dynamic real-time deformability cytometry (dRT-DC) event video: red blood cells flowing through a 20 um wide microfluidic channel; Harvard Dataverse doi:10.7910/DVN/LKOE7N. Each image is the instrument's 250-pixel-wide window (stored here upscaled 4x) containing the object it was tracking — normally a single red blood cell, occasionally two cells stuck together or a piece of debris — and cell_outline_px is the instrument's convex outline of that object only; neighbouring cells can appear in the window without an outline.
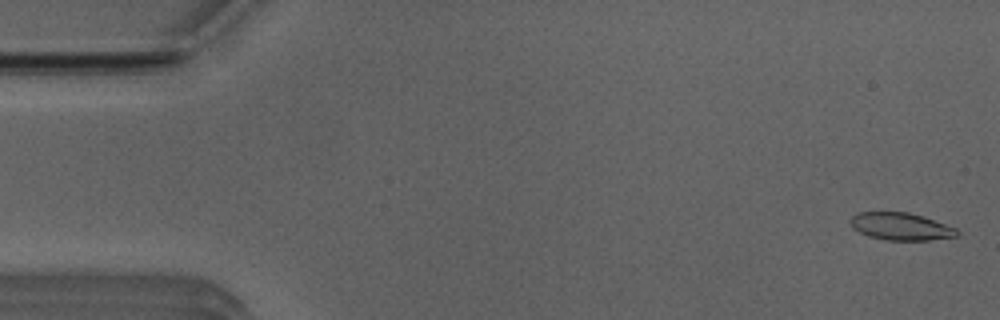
{"species": "Egyptian fruit bat (a non-hibernating species)", "species_latin": "Rousettus aegyptiacus", "temperature_condition": "room temperature", "stored_images_in_passage": 52, "camera_frame_rate_fps": 3000, "um_per_image_px": 0.085, "animal": {"sex": "male"}, "frame": {"image": 1, "passage_image": 2, "time_ms": 0.333, "image_size_px": [1000, 320], "cell_outline_px": [[960, 236], [928, 240], [888, 240], [868, 236], [852, 228], [852, 216], [856, 212], [908, 212], [924, 216], [956, 228], [960, 232]], "centroid_in_image_um": [76.61, 19.25], "position_along_channel_um": 8.4, "area_um2": 17.05}}
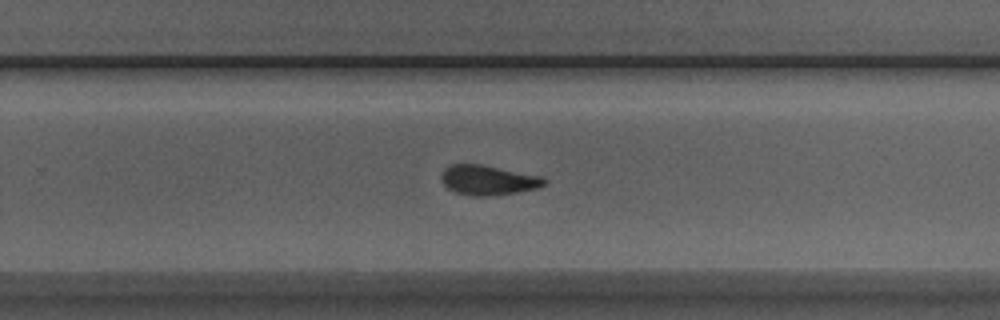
{"frame": {"image": 2, "passage_image": 33, "time_ms": 10.667, "image_size_px": [1000, 320], "cell_outline_px": [[548, 180], [540, 188], [516, 192], [488, 196], [472, 196], [456, 192], [448, 188], [444, 184], [440, 176], [444, 168], [452, 164], [480, 164], [544, 176]], "centroid_in_image_um": [41.52, 15.3], "position_along_channel_um": 288.3, "area_um2": 17.98}}
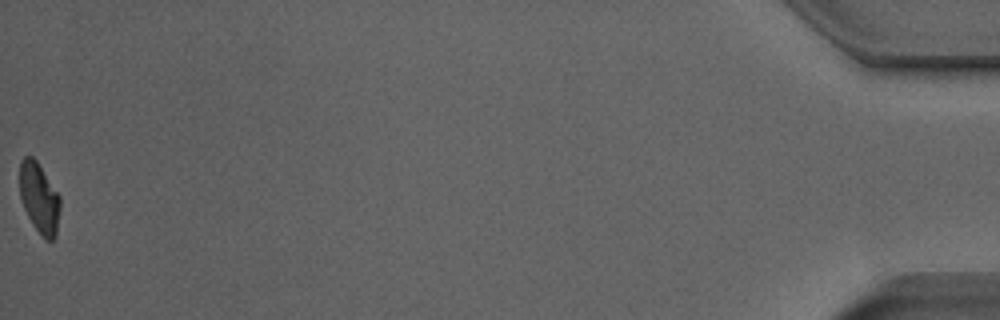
{"frame": {"image": 3, "passage_image": 52, "time_ms": 17.0, "image_size_px": [1000, 320], "cell_outline_px": [[60, 208], [56, 236], [52, 240], [48, 240], [32, 224], [24, 208], [20, 196], [20, 160], [24, 156], [32, 156], [36, 160], [60, 196]], "centroid_in_image_um": [3.34, 16.8], "position_along_channel_um": 431.9, "area_um2": 16.36}, "authors_computed_cell_mechanics": {"area_um2": 17.629, "velocity_mm_per_s": 3.9804, "shape_relaxation_time_tau1_ms": null, "shape_relaxation_time_tau2_ms": 4.2174, "deformation_change_tau1": null, "deformation_change_tau2": 0.1257}}